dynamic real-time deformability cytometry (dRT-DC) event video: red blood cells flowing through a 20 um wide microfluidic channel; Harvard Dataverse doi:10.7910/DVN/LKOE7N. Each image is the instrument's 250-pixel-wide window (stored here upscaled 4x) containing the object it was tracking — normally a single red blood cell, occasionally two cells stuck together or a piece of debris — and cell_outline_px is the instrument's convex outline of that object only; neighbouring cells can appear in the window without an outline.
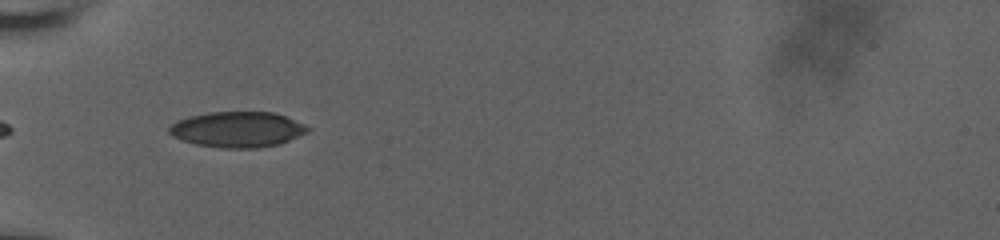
{"species": "human", "species_latin": "Homo sapiens", "temperature_condition": "room temperature", "stored_images_in_passage": 38, "camera_frame_rate_fps": 3000, "um_per_image_px": 0.085, "donor": {"sex": "male"}, "frame": {"image": 1, "passage_image": 1, "time_ms": 0.0, "image_size_px": [1000, 240], "cell_outline_px": [[312, 128], [308, 132], [280, 144], [256, 148], [220, 148], [196, 144], [172, 136], [168, 132], [168, 128], [176, 120], [188, 116], [208, 112], [272, 112], [284, 116], [304, 124]], "centroid_in_image_um": [20.17, 11.0], "position_along_channel_um": 64.8, "area_um2": 28.78}}
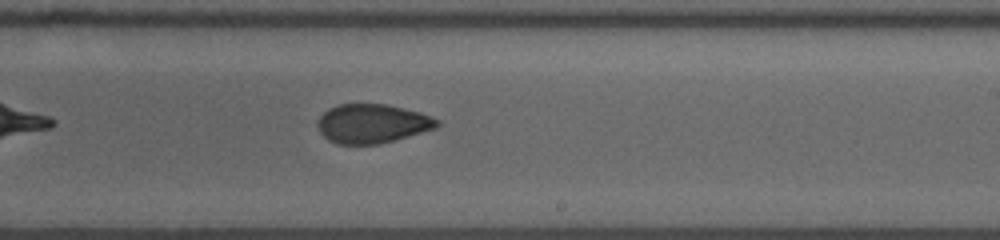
{"frame": {"image": 2, "passage_image": 17, "time_ms": 5.333, "image_size_px": [1000, 240], "cell_outline_px": [[440, 124], [436, 128], [392, 140], [376, 144], [336, 144], [328, 140], [320, 132], [316, 124], [320, 116], [328, 108], [340, 104], [388, 104], [420, 112], [440, 120]], "centroid_in_image_um": [31.62, 10.49], "position_along_channel_um": 257.4, "area_um2": 27.11}}
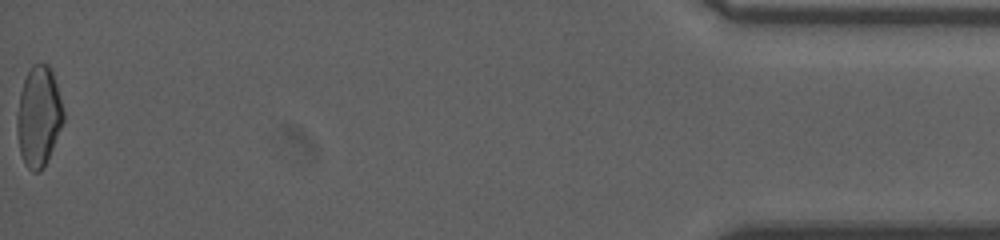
{"frame": {"image": 3, "passage_image": 38, "time_ms": 12.333, "image_size_px": [1000, 240], "cell_outline_px": [[64, 120], [52, 148], [40, 172], [32, 172], [24, 164], [20, 152], [16, 132], [16, 116], [20, 92], [24, 80], [32, 64], [48, 64], [52, 72], [56, 84], [64, 112]], "centroid_in_image_um": [3.26, 9.9], "position_along_channel_um": 431.9, "area_um2": 26.88}, "authors_computed_cell_mechanics": {"area_um2": 27.3105, "velocity_mm_per_s": 3.7348, "shape_relaxation_time_tau1_ms": null, "shape_relaxation_time_tau2_ms": 2.3242, "deformation_change_tau1": null, "deformation_change_tau2": 0.0722}}